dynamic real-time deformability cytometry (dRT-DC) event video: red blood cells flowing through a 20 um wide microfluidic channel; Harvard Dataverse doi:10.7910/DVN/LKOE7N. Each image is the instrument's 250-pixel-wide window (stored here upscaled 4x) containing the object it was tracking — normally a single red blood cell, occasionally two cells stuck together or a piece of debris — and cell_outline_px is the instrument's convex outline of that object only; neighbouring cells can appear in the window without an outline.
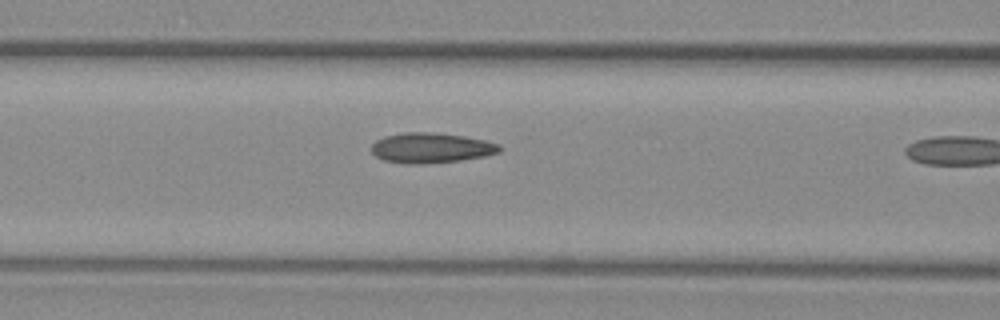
{"species": "common noctule bat (a hibernating species)", "species_latin": "Nyctalus noctula", "temperature_condition": "warm", "stored_images_in_passage": 10, "camera_frame_rate_fps": 3000, "um_per_image_px": 0.085, "animal": {"sex": "female", "body_mass_g": 29.2, "forearm_length_mm": 56.3}, "frame": {"image": 1, "passage_image": 9, "time_ms": 2.667, "image_size_px": [1000, 320], "cell_outline_px": [[500, 152], [484, 156], [460, 160], [424, 164], [408, 164], [384, 160], [376, 156], [372, 152], [372, 144], [376, 140], [384, 136], [404, 132], [432, 132], [464, 136], [484, 140], [500, 144]], "centroid_in_image_um": [36.63, 12.57], "position_along_channel_um": 130.0, "area_um2": 22.48}}